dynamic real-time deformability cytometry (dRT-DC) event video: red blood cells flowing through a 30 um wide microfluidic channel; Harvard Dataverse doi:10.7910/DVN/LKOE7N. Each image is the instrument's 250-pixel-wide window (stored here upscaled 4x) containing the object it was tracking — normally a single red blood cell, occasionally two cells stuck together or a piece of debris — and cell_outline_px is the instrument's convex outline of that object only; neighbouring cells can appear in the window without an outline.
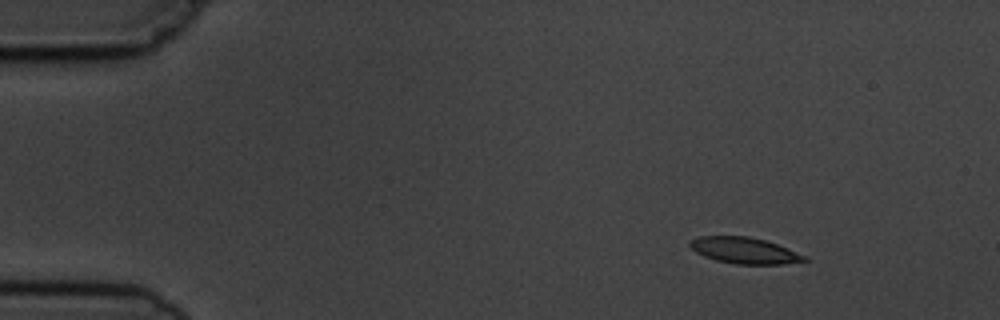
{"species": "common noctule bat (a hibernating species)", "species_latin": "Nyctalus noctula", "temperature_condition": "cold", "stored_images_in_passage": 5, "camera_frame_rate_fps": 3000, "um_per_image_px": 0.085, "animal": {"sex": "male", "body_mass_g": 19.5, "forearm_length_mm": 54.6}, "frame": {"image": 1, "passage_image": 1, "time_ms": 0.0, "image_size_px": [1000, 320], "cell_outline_px": [[808, 260], [784, 264], [736, 264], [716, 260], [704, 256], [696, 252], [688, 244], [688, 240], [700, 236], [748, 236], [764, 240], [776, 244], [808, 256]], "centroid_in_image_um": [63.26, 21.29], "position_along_channel_um": 21.7, "area_um2": 17.46}}
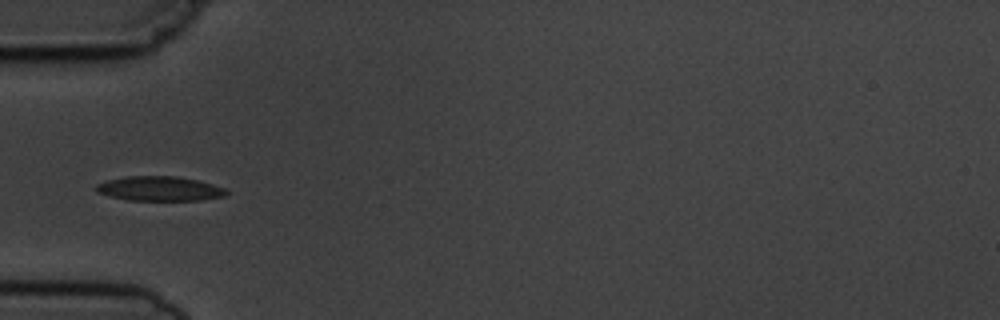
{"frame": {"image": 2, "passage_image": 4, "time_ms": 3.667, "image_size_px": [1000, 320], "cell_outline_px": [[228, 196], [200, 200], [128, 200], [108, 196], [96, 192], [92, 188], [96, 184], [108, 180], [124, 176], [176, 176], [196, 180], [212, 184], [224, 188], [228, 192]], "centroid_in_image_um": [13.52, 16.04], "position_along_channel_um": 71.5, "area_um2": 18.79}}
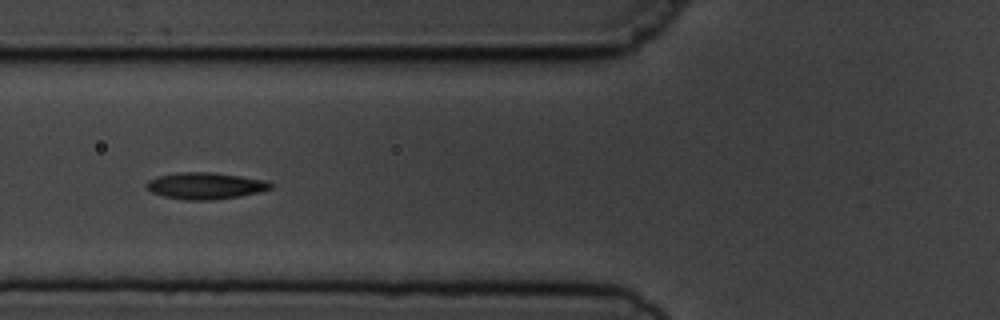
{"frame": {"image": 3, "passage_image": 5, "time_ms": 4.667, "image_size_px": [1000, 320], "cell_outline_px": [[272, 188], [260, 192], [240, 196], [212, 200], [184, 200], [164, 196], [152, 192], [144, 184], [148, 180], [156, 176], [176, 172], [212, 172], [240, 176], [264, 180], [272, 184]], "centroid_in_image_um": [17.42, 15.79], "position_along_channel_um": 108.4, "area_um2": 19.31}}